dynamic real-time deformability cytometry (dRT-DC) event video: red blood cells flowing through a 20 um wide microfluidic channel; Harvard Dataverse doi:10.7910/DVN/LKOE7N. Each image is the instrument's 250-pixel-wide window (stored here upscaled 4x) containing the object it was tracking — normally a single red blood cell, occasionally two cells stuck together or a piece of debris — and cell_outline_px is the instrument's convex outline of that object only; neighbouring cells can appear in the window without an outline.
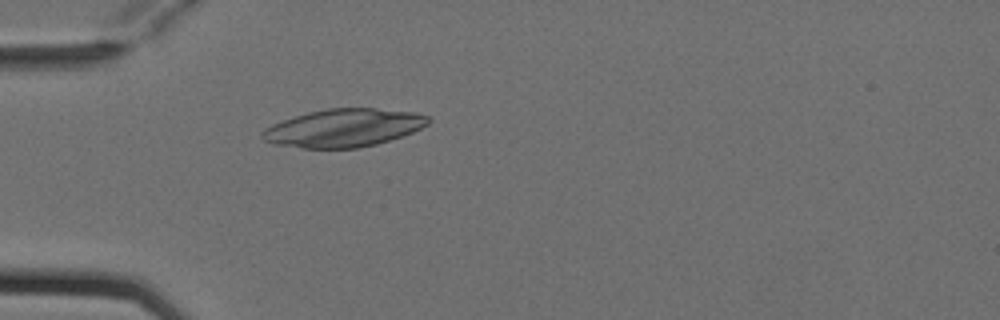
{"species": "Egyptian fruit bat (a non-hibernating species)", "species_latin": "Rousettus aegyptiacus", "temperature_condition": "cold", "stored_images_in_passage": 1, "camera_frame_rate_fps": 3000, "um_per_image_px": 0.085, "animal": {"sex": "female"}, "frame": {"image": 1, "passage_image": 1, "time_ms": 0.0, "image_size_px": [1000, 320], "cell_outline_px": [[432, 120], [428, 124], [412, 132], [376, 144], [360, 148], [300, 148], [272, 144], [264, 140], [260, 136], [260, 132], [264, 128], [272, 124], [308, 112], [328, 108], [376, 108], [416, 112], [432, 116]], "centroid_in_image_um": [29.21, 10.87], "position_along_channel_um": 55.8, "area_um2": 36.93}}